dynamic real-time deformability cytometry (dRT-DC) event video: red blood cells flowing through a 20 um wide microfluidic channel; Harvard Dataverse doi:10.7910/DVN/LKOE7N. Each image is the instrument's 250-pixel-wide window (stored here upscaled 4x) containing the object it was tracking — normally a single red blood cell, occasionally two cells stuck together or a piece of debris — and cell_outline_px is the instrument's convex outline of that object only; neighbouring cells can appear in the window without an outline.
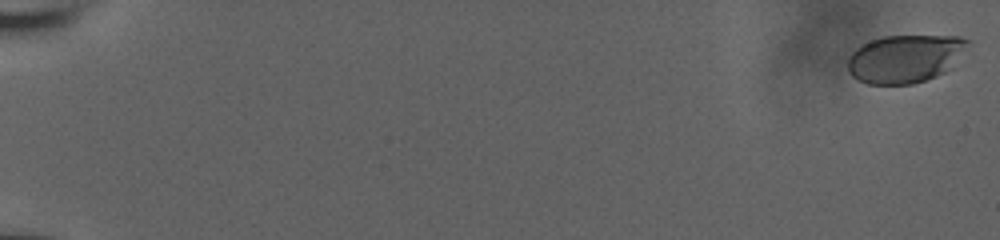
{"species": "human", "species_latin": "Homo sapiens", "temperature_condition": "room temperature", "stored_images_in_passage": 46, "camera_frame_rate_fps": 3000, "um_per_image_px": 0.085, "donor": {"sex": "male"}, "frame": {"image": 1, "passage_image": 1, "time_ms": 0.0, "image_size_px": [1000, 240], "cell_outline_px": [[972, 40], [944, 72], [936, 76], [912, 84], [868, 84], [852, 76], [848, 72], [848, 60], [852, 52], [860, 44], [884, 36], [960, 36]], "centroid_in_image_um": [76.88, 4.97], "position_along_channel_um": 8.1, "area_um2": 33.18}}
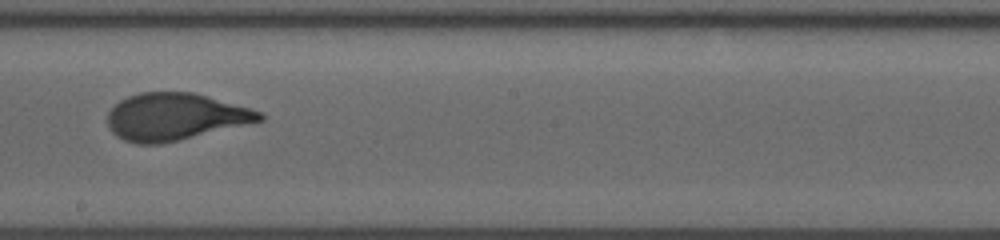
{"frame": {"image": 2, "passage_image": 27, "time_ms": 8.667, "image_size_px": [1000, 240], "cell_outline_px": [[264, 120], [160, 144], [136, 144], [124, 140], [116, 136], [108, 128], [108, 112], [120, 100], [128, 96], [140, 92], [192, 92], [208, 96], [264, 112]], "centroid_in_image_um": [14.86, 9.92], "position_along_channel_um": 233.3, "area_um2": 41.56}}
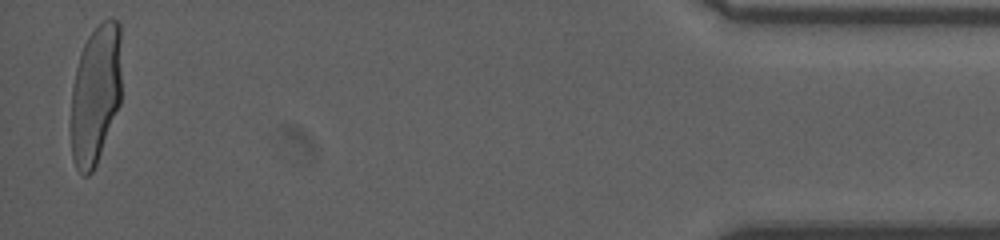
{"frame": {"image": 3, "passage_image": 46, "time_ms": 15.0, "image_size_px": [1000, 240], "cell_outline_px": [[120, 104], [96, 164], [92, 172], [88, 176], [84, 176], [76, 168], [72, 160], [72, 88], [76, 68], [80, 52], [88, 36], [104, 20], [112, 16], [120, 24]], "centroid_in_image_um": [8.13, 8.01], "position_along_channel_um": 427.1, "area_um2": 40.92}, "authors_computed_cell_mechanics": {"area_um2": 41.5293, "velocity_mm_per_s": 3.8686, "shape_relaxation_time_tau1_ms": 3.5507, "shape_relaxation_time_tau2_ms": null, "deformation_change_tau1": 0.1826, "deformation_change_tau2": null}}